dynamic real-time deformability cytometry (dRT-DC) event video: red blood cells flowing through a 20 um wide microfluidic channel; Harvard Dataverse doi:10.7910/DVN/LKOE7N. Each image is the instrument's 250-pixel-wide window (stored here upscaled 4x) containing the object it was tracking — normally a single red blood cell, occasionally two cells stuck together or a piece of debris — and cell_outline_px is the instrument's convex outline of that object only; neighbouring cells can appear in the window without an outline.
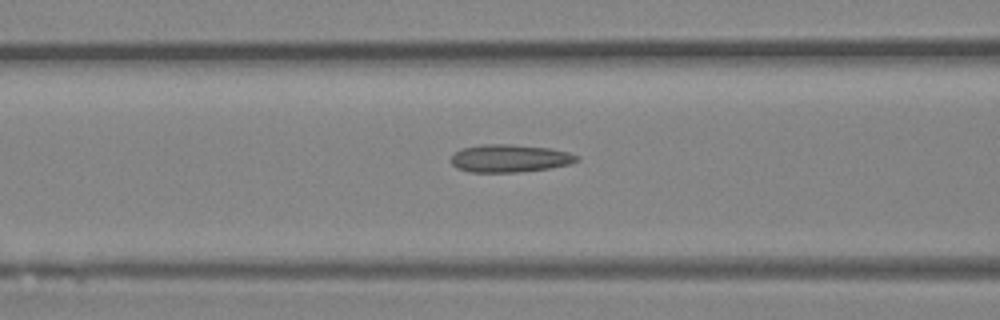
{"species": "Egyptian fruit bat (a non-hibernating species)", "species_latin": "Rousettus aegyptiacus", "temperature_condition": "room temperature", "stored_images_in_passage": 34, "camera_frame_rate_fps": 3000, "um_per_image_px": 0.085, "animal": {"sex": "female"}, "frame": {"image": 1, "passage_image": 15, "time_ms": 4.667, "image_size_px": [1000, 320], "cell_outline_px": [[580, 160], [572, 164], [548, 168], [520, 172], [468, 172], [456, 168], [452, 164], [452, 152], [460, 148], [480, 144], [512, 144], [552, 148], [568, 152], [580, 156]], "centroid_in_image_um": [43.33, 13.45], "position_along_channel_um": 123.3, "area_um2": 20.75}}
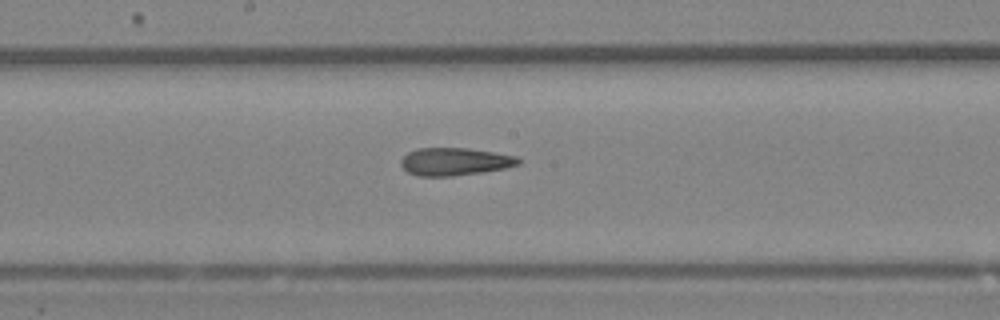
{"frame": {"image": 2, "passage_image": 21, "time_ms": 6.667, "image_size_px": [1000, 320], "cell_outline_px": [[520, 164], [504, 168], [484, 172], [452, 176], [416, 176], [408, 172], [400, 164], [400, 160], [408, 152], [416, 148], [468, 148], [516, 156], [520, 160]], "centroid_in_image_um": [38.63, 13.74], "position_along_channel_um": 209.6, "area_um2": 18.96}}
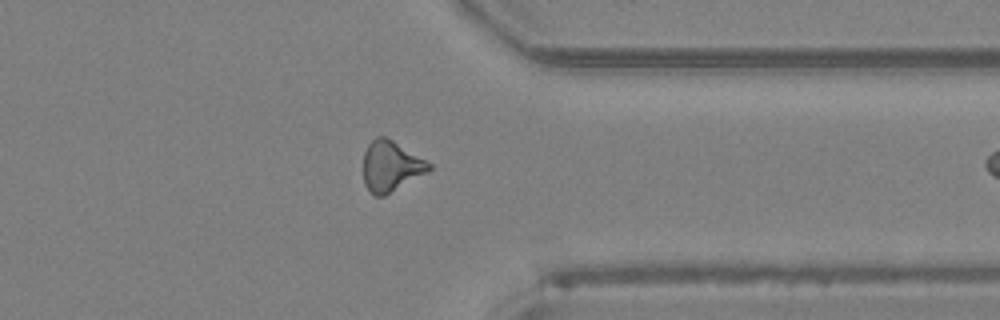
{"frame": {"image": 3, "passage_image": 33, "time_ms": 10.667, "image_size_px": [1000, 320], "cell_outline_px": [[432, 168], [428, 172], [384, 196], [376, 196], [364, 184], [364, 152], [368, 144], [376, 136], [384, 136], [392, 140], [432, 164]], "centroid_in_image_um": [33.22, 14.12], "position_along_channel_um": 378.2, "area_um2": 19.07}}